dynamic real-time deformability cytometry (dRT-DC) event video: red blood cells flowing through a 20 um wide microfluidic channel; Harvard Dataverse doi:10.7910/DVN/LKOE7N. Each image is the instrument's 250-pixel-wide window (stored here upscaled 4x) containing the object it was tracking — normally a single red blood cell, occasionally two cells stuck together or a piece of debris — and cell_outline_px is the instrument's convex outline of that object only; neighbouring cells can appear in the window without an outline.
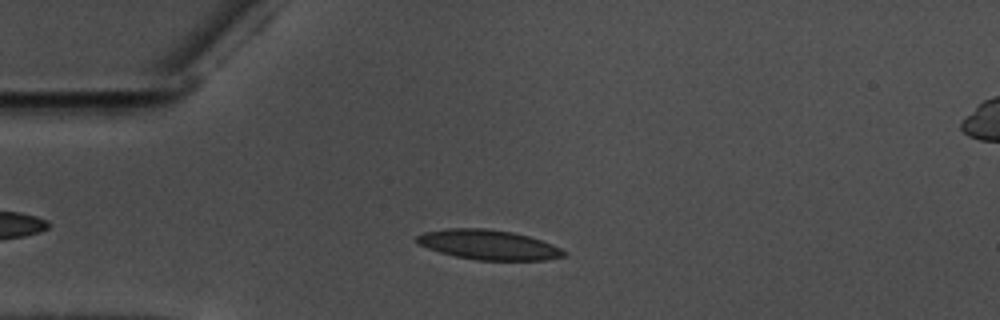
{"species": "common noctule bat (a hibernating species)", "species_latin": "Nyctalus noctula", "temperature_condition": "warm", "stored_images_in_passage": 47, "camera_frame_rate_fps": 3000, "um_per_image_px": 0.085, "animal": {"sex": "male", "body_mass_g": 17.5, "forearm_length_mm": 52.3}, "frame": {"image": 1, "passage_image": 10, "time_ms": 3.0, "image_size_px": [1000, 320], "cell_outline_px": [[568, 256], [544, 260], [476, 260], [456, 256], [440, 252], [428, 248], [420, 244], [416, 240], [416, 236], [424, 232], [448, 228], [488, 228], [512, 232], [528, 236], [552, 244], [568, 252]], "centroid_in_image_um": [41.56, 20.8], "position_along_channel_um": 43.4, "area_um2": 25.49}}
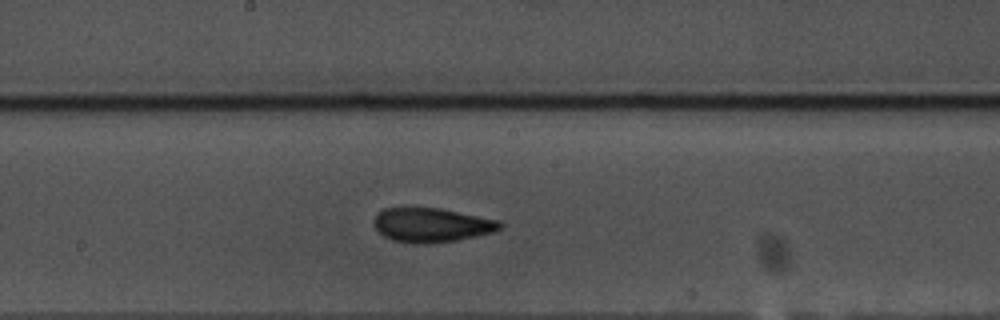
{"frame": {"image": 2, "passage_image": 26, "time_ms": 8.333, "image_size_px": [1000, 320], "cell_outline_px": [[504, 228], [492, 232], [476, 236], [456, 240], [420, 244], [392, 240], [384, 236], [372, 224], [372, 220], [376, 212], [384, 208], [440, 208], [500, 220], [504, 224]], "centroid_in_image_um": [36.68, 19.11], "position_along_channel_um": 211.5, "area_um2": 25.26}}
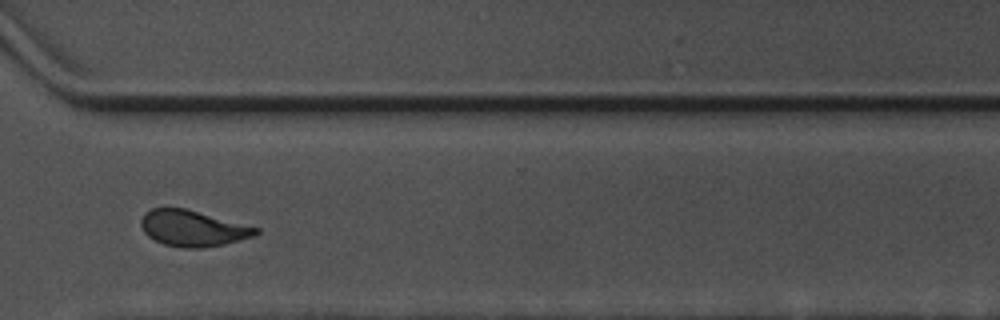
{"frame": {"image": 3, "passage_image": 38, "time_ms": 12.333, "image_size_px": [1000, 320], "cell_outline_px": [[260, 232], [256, 236], [224, 244], [200, 248], [184, 248], [164, 244], [148, 236], [144, 232], [140, 224], [140, 220], [144, 212], [152, 208], [184, 208], [260, 228]], "centroid_in_image_um": [16.39, 19.41], "position_along_channel_um": 354.2, "area_um2": 24.04}, "authors_computed_cell_mechanics": {"area_um2": 24.3916, "velocity_mm_per_s": 3.5629, "shape_relaxation_time_tau1_ms": 5.0509, "shape_relaxation_time_tau2_ms": 1.5517, "deformation_change_tau1": 0.1631, "deformation_change_tau2": 0.0719}}